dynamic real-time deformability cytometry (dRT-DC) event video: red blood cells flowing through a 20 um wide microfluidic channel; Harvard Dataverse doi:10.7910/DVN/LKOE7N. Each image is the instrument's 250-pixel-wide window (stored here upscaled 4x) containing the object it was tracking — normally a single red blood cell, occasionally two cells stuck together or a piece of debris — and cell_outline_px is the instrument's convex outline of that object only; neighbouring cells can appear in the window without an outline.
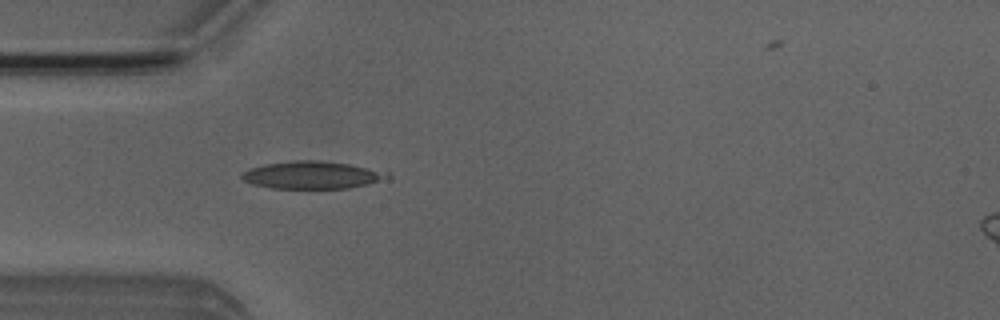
{"species": "Egyptian fruit bat (a non-hibernating species)", "species_latin": "Rousettus aegyptiacus", "temperature_condition": "room temperature", "stored_images_in_passage": 45, "camera_frame_rate_fps": 3000, "um_per_image_px": 0.085, "animal": {"sex": "male"}, "frame": {"image": 1, "passage_image": 8, "time_ms": 2.333, "image_size_px": [1000, 320], "cell_outline_px": [[392, 180], [348, 188], [272, 188], [252, 184], [244, 180], [240, 176], [240, 172], [248, 168], [264, 164], [296, 160], [320, 160], [348, 164], [388, 172]], "centroid_in_image_um": [26.56, 14.88], "position_along_channel_um": 58.4, "area_um2": 23.64}}
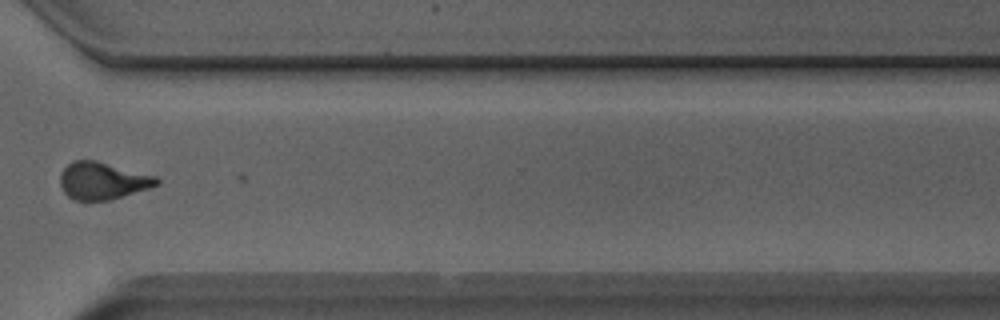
{"frame": {"image": 2, "passage_image": 31, "time_ms": 10.0, "image_size_px": [1000, 320], "cell_outline_px": [[160, 184], [148, 188], [108, 200], [76, 200], [68, 196], [64, 192], [60, 184], [60, 172], [72, 160], [96, 160], [156, 176], [160, 180]], "centroid_in_image_um": [8.7, 15.35], "position_along_channel_um": 361.9, "area_um2": 20.81}}
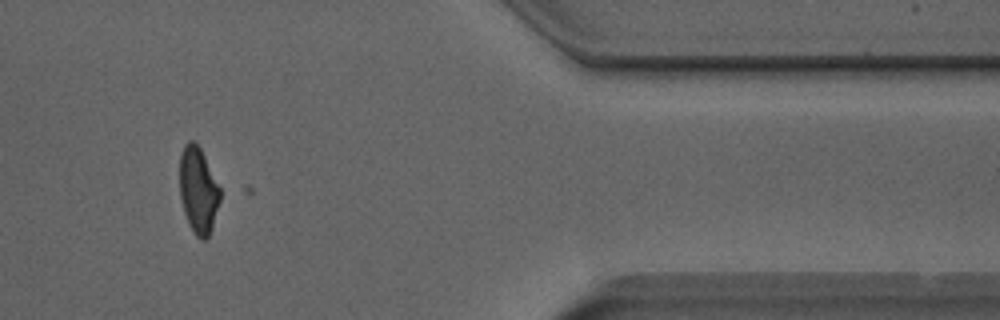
{"frame": {"image": 3, "passage_image": 36, "time_ms": 11.667, "image_size_px": [1000, 320], "cell_outline_px": [[220, 200], [212, 228], [208, 236], [204, 240], [200, 240], [192, 232], [188, 224], [184, 212], [180, 196], [180, 156], [184, 144], [188, 140], [196, 140], [220, 188]], "centroid_in_image_um": [16.84, 16.18], "position_along_channel_um": 394.6, "area_um2": 20.35}}